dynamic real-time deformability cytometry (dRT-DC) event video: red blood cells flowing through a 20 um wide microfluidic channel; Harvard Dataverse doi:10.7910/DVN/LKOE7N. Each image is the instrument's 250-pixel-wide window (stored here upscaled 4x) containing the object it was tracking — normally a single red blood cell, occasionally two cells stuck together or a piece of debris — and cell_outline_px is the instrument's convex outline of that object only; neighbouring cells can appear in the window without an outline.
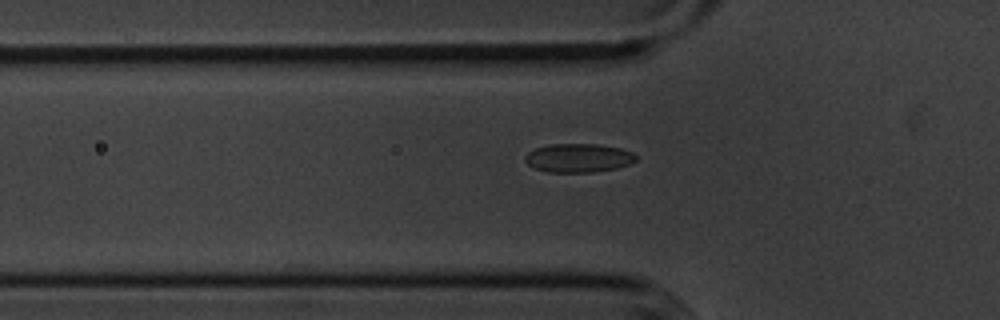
{"species": "common noctule bat (a hibernating species)", "species_latin": "Nyctalus noctula", "temperature_condition": "cold", "stored_images_in_passage": 36, "camera_frame_rate_fps": 3000, "um_per_image_px": 0.085, "animal": {"sex": "male", "body_mass_g": 20.1, "forearm_length_mm": 53.5}, "frame": {"image": 1, "passage_image": 6, "time_ms": 1.667, "image_size_px": [1000, 320], "cell_outline_px": [[636, 160], [628, 164], [616, 168], [592, 172], [548, 172], [532, 168], [524, 160], [524, 156], [528, 152], [536, 148], [548, 144], [596, 144], [620, 148], [632, 152], [636, 156]], "centroid_in_image_um": [49.12, 13.42], "position_along_channel_um": 76.7, "area_um2": 18.55}}
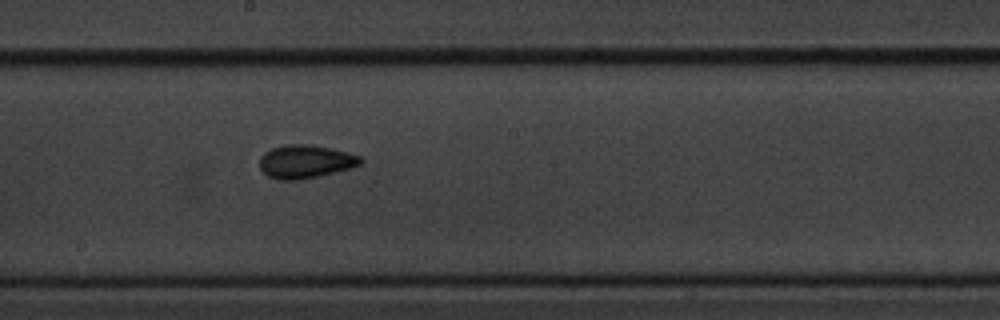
{"frame": {"image": 2, "passage_image": 18, "time_ms": 5.667, "image_size_px": [1000, 320], "cell_outline_px": [[364, 160], [360, 164], [348, 168], [316, 176], [296, 180], [280, 180], [268, 176], [260, 168], [260, 156], [264, 152], [272, 148], [284, 144], [312, 144], [360, 156]], "centroid_in_image_um": [25.9, 13.72], "position_along_channel_um": 222.3, "area_um2": 19.25}}
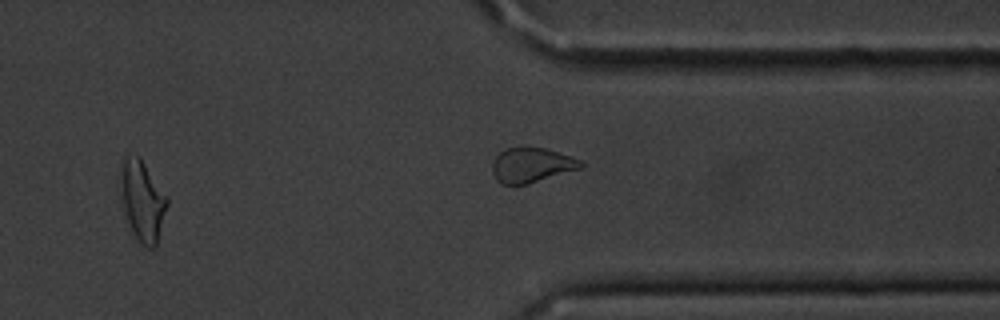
{"frame": {"image": 3, "passage_image": 30, "time_ms": 9.667, "image_size_px": [1000, 320], "cell_outline_px": [[168, 204], [156, 248], [148, 248], [140, 244], [132, 232], [124, 208], [116, 176], [124, 156], [140, 156], [168, 200]], "centroid_in_image_um": [12.06, 17.05], "position_along_channel_um": 399.3, "area_um2": 22.08}}